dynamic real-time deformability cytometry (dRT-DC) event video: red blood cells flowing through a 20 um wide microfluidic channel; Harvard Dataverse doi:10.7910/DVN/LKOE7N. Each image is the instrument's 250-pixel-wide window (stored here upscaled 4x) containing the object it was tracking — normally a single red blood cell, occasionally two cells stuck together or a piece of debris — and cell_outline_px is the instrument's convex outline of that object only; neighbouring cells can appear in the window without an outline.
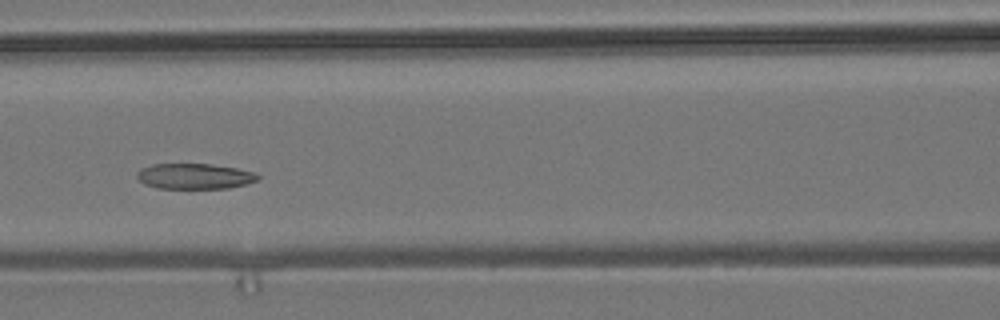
{"species": "common noctule bat (a hibernating species)", "species_latin": "Nyctalus noctula", "temperature_condition": "room temperature", "stored_images_in_passage": 6, "camera_frame_rate_fps": 3000, "um_per_image_px": 0.085, "animal": {"sex": "male", "body_mass_g": 19.2, "forearm_length_mm": 51.8}, "frame": {"image": 1, "passage_image": 5, "time_ms": 4.667, "image_size_px": [1000, 320], "cell_outline_px": [[260, 176], [256, 180], [248, 184], [228, 188], [156, 188], [144, 184], [136, 176], [136, 172], [140, 168], [152, 164], [212, 164], [236, 168], [256, 172]], "centroid_in_image_um": [16.53, 14.98], "position_along_channel_um": 150.1, "area_um2": 18.09}}
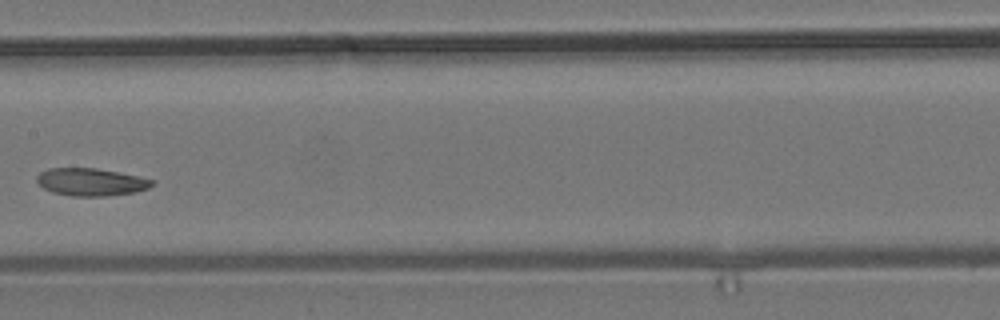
{"frame": {"image": 2, "passage_image": 6, "time_ms": 6.0, "image_size_px": [1000, 320], "cell_outline_px": [[152, 184], [148, 188], [136, 192], [104, 196], [72, 196], [52, 192], [44, 188], [36, 180], [36, 176], [40, 172], [48, 168], [96, 168], [136, 176], [152, 180]], "centroid_in_image_um": [7.67, 15.47], "position_along_channel_um": 199.7, "area_um2": 18.26}}